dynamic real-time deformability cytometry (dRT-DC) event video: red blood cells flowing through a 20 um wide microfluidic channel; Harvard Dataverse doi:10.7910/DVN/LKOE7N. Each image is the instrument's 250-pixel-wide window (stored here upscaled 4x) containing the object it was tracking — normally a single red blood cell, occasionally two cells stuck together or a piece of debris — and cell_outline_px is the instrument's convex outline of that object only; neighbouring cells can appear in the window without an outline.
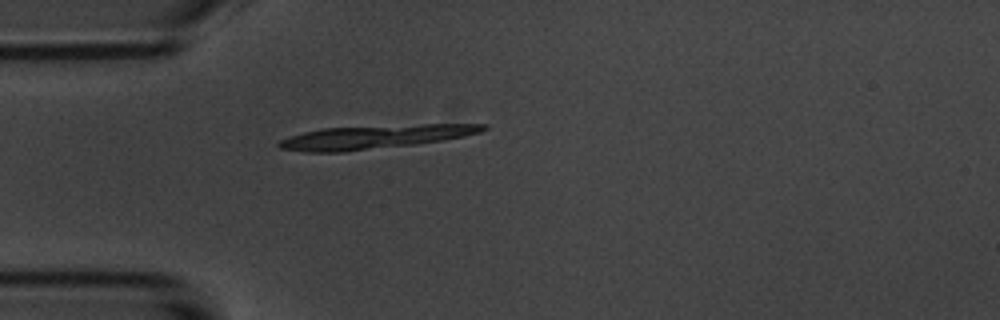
{"species": "common noctule bat (a hibernating species)", "species_latin": "Nyctalus noctula", "temperature_condition": "room temperature", "stored_images_in_passage": 1, "camera_frame_rate_fps": 3000, "um_per_image_px": 0.085, "animal": {"sex": "male", "body_mass_g": 20.1, "forearm_length_mm": 53.5}, "frame": {"image": 1, "passage_image": 1, "time_ms": 0.0, "image_size_px": [1000, 320], "cell_outline_px": [[488, 128], [480, 132], [464, 136], [444, 140], [412, 144], [344, 152], [304, 152], [280, 148], [276, 144], [280, 140], [288, 136], [304, 132], [324, 128], [424, 124], [488, 124]], "centroid_in_image_um": [31.84, 11.64], "position_along_channel_um": 53.2, "area_um2": 27.92}}